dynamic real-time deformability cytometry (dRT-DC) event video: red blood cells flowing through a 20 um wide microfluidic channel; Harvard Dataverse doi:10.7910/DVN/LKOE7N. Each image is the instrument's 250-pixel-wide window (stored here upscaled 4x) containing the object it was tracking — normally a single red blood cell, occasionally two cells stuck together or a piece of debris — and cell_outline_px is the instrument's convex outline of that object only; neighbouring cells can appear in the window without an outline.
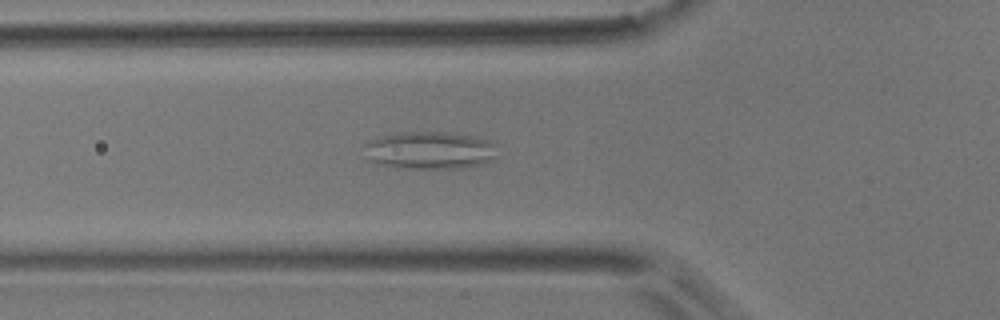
{"species": "common noctule bat (a hibernating species)", "species_latin": "Nyctalus noctula", "temperature_condition": "room temperature", "stored_images_in_passage": 55, "camera_frame_rate_fps": 3000, "um_per_image_px": 0.085, "animal": {"sex": "male", "body_mass_g": 17.9}, "frame": {"image": 1, "passage_image": 19, "time_ms": 6.0, "image_size_px": [1000, 320], "cell_outline_px": [[496, 156], [492, 160], [484, 164], [464, 168], [396, 168], [376, 164], [368, 160], [364, 144], [368, 140], [380, 136], [400, 132], [444, 132], [476, 136], [488, 140], [496, 144]], "centroid_in_image_um": [36.53, 12.78], "position_along_channel_um": 89.3, "area_um2": 29.65}}
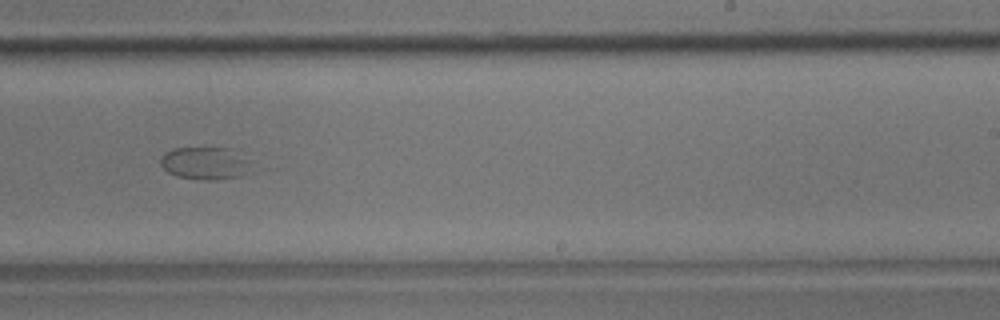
{"frame": {"image": 2, "passage_image": 34, "time_ms": 11.0, "image_size_px": [1000, 320], "cell_outline_px": [[276, 168], [240, 176], [212, 180], [200, 180], [176, 176], [168, 172], [160, 164], [160, 156], [164, 152], [172, 148], [228, 148]], "centroid_in_image_um": [17.83, 13.89], "position_along_channel_um": 271.2, "area_um2": 19.19}}
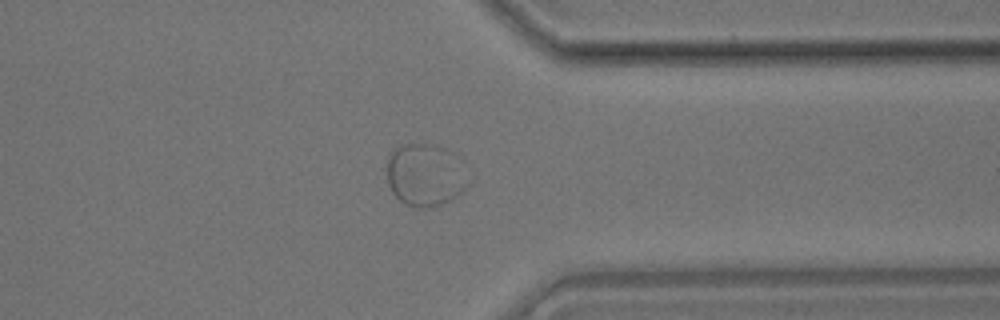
{"frame": {"image": 3, "passage_image": 43, "time_ms": 14.0, "image_size_px": [1000, 320], "cell_outline_px": [[472, 180], [452, 200], [432, 208], [416, 208], [404, 204], [392, 192], [388, 184], [388, 156], [392, 148], [400, 144], [436, 144], [444, 148], [448, 152]], "centroid_in_image_um": [36.1, 14.9], "position_along_channel_um": 375.3, "area_um2": 29.59}}